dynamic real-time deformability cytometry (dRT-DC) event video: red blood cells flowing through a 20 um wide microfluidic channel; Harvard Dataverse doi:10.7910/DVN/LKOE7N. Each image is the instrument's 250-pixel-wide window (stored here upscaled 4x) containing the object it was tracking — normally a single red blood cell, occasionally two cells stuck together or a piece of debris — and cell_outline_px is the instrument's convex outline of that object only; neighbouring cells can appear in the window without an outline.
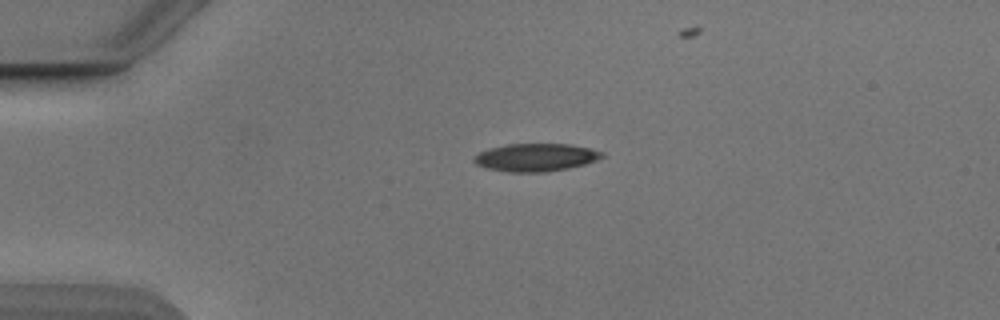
{"species": "Egyptian fruit bat (a non-hibernating species)", "species_latin": "Rousettus aegyptiacus", "temperature_condition": "cold", "stored_images_in_passage": 32, "camera_frame_rate_fps": 3000, "um_per_image_px": 0.085, "animal": {"sex": "male"}, "frame": {"image": 1, "passage_image": 1, "time_ms": 0.0, "image_size_px": [1000, 320], "cell_outline_px": [[604, 156], [596, 160], [584, 164], [568, 168], [544, 172], [508, 172], [488, 168], [476, 164], [472, 160], [472, 156], [488, 148], [508, 144], [572, 144], [604, 152]], "centroid_in_image_um": [45.51, 13.37], "position_along_channel_um": 39.5, "area_um2": 20.75}}
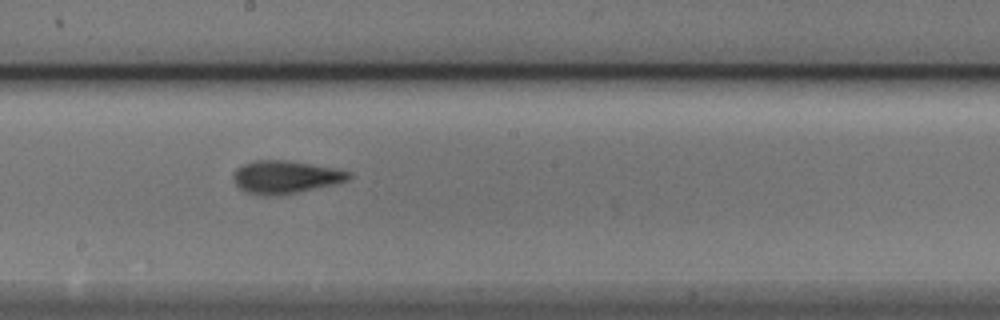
{"frame": {"image": 2, "passage_image": 18, "time_ms": 5.667, "image_size_px": [1000, 320], "cell_outline_px": [[352, 176], [348, 180], [332, 184], [280, 196], [264, 196], [244, 192], [236, 184], [232, 176], [236, 168], [244, 164], [256, 160], [288, 160], [332, 168], [352, 172]], "centroid_in_image_um": [24.22, 15.06], "position_along_channel_um": 224.0, "area_um2": 22.02}}
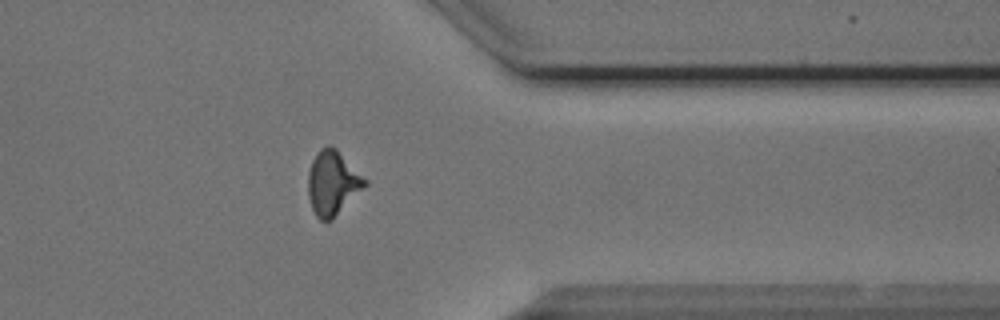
{"frame": {"image": 3, "passage_image": 31, "time_ms": 10.0, "image_size_px": [1000, 320], "cell_outline_px": [[368, 184], [332, 220], [320, 220], [316, 216], [312, 208], [308, 196], [308, 172], [312, 160], [316, 152], [320, 148], [328, 144], [336, 148], [368, 180]], "centroid_in_image_um": [28.27, 15.53], "position_along_channel_um": 383.1, "area_um2": 21.44}}